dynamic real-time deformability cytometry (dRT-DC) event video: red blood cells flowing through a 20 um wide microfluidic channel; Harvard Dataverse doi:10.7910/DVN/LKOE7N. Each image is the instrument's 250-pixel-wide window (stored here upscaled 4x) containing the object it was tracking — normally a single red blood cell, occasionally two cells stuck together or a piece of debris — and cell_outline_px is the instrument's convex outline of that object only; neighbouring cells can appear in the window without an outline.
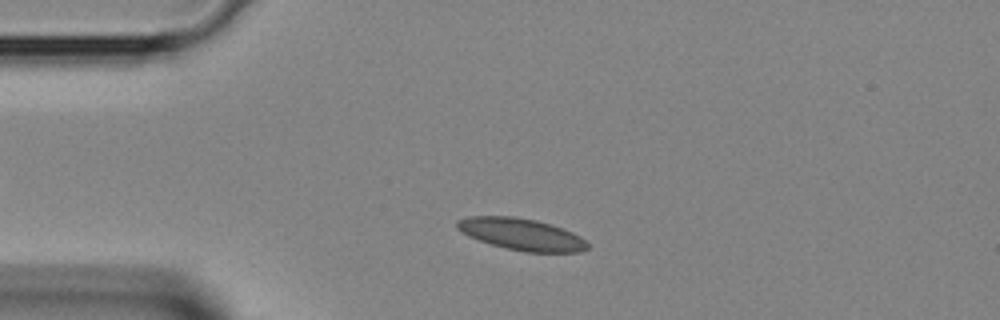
{"species": "Egyptian fruit bat (a non-hibernating species)", "species_latin": "Rousettus aegyptiacus", "temperature_condition": "room temperature", "stored_images_in_passage": 1, "camera_frame_rate_fps": 3000, "um_per_image_px": 0.085, "animal": {"sex": "female"}, "frame": {"image": 1, "passage_image": 1, "time_ms": 0.0, "image_size_px": [1000, 320], "cell_outline_px": [[588, 248], [580, 252], [524, 252], [504, 248], [468, 236], [456, 228], [456, 220], [468, 216], [512, 216], [536, 220], [572, 232], [580, 236], [588, 244]], "centroid_in_image_um": [44.29, 19.91], "position_along_channel_um": 40.7, "area_um2": 24.04}}